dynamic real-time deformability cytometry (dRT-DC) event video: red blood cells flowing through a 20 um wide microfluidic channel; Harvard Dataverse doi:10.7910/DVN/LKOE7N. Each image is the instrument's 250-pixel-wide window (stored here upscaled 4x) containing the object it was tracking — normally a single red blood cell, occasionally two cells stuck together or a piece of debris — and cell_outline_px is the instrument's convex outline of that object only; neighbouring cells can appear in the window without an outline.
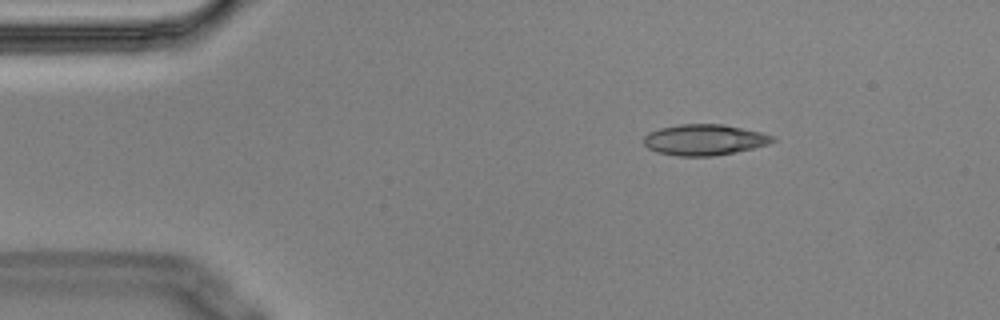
{"species": "Egyptian fruit bat (a non-hibernating species)", "species_latin": "Rousettus aegyptiacus", "temperature_condition": "cold", "stored_images_in_passage": 3, "camera_frame_rate_fps": 3000, "um_per_image_px": 0.085, "animal": {"sex": "male"}, "frame": {"image": 1, "passage_image": 1, "time_ms": 0.0, "image_size_px": [1000, 320], "cell_outline_px": [[776, 140], [768, 144], [736, 152], [712, 156], [676, 156], [656, 152], [648, 148], [644, 144], [644, 136], [648, 132], [660, 128], [680, 124], [720, 124], [760, 132], [772, 136]], "centroid_in_image_um": [59.82, 11.89], "position_along_channel_um": 25.2, "area_um2": 23.06}}